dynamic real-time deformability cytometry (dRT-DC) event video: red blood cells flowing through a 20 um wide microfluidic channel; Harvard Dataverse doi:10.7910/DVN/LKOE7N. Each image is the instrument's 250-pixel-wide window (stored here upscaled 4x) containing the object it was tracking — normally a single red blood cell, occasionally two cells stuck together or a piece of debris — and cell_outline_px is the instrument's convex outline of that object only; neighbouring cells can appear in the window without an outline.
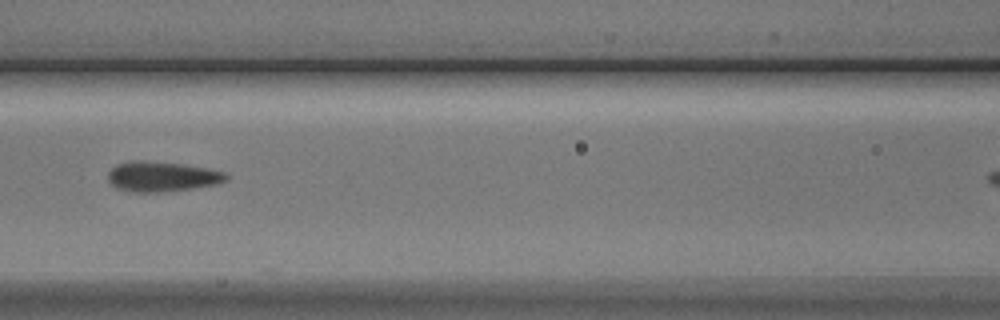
{"species": "Egyptian fruit bat (a non-hibernating species)", "species_latin": "Rousettus aegyptiacus", "temperature_condition": "cold", "stored_images_in_passage": 5, "camera_frame_rate_fps": 3000, "um_per_image_px": 0.085, "animal": {"sex": "male"}, "frame": {"image": 1, "passage_image": 5, "time_ms": 4.667, "image_size_px": [1000, 320], "cell_outline_px": [[228, 180], [216, 184], [192, 188], [160, 192], [132, 192], [116, 188], [108, 180], [108, 172], [116, 164], [128, 160], [140, 160], [184, 164], [224, 172], [228, 176]], "centroid_in_image_um": [13.72, 15.0], "position_along_channel_um": 152.9, "area_um2": 20.69}}